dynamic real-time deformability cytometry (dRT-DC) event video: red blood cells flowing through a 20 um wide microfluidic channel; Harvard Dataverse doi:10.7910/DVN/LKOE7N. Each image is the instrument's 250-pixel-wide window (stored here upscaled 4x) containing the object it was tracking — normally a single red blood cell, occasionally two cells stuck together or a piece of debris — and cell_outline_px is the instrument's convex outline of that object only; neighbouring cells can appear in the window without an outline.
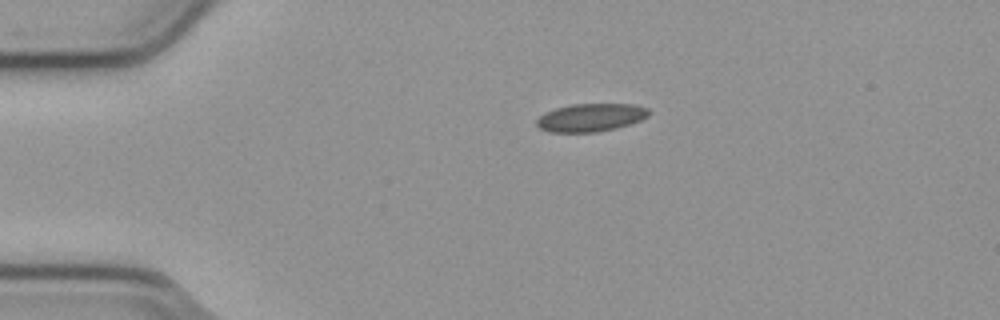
{"species": "common noctule bat (a hibernating species)", "species_latin": "Nyctalus noctula", "temperature_condition": "cold", "stored_images_in_passage": 37, "camera_frame_rate_fps": 3000, "um_per_image_px": 0.085, "animal": {"sex": "male", "body_mass_g": 23.1, "forearm_length_mm": 52.7}, "frame": {"image": 1, "passage_image": 1, "time_ms": 0.0, "image_size_px": [1000, 320], "cell_outline_px": [[648, 116], [640, 120], [616, 128], [596, 132], [548, 132], [540, 128], [536, 124], [536, 120], [544, 112], [556, 108], [572, 104], [632, 104], [648, 108]], "centroid_in_image_um": [50.18, 9.99], "position_along_channel_um": 34.8, "area_um2": 18.21}}
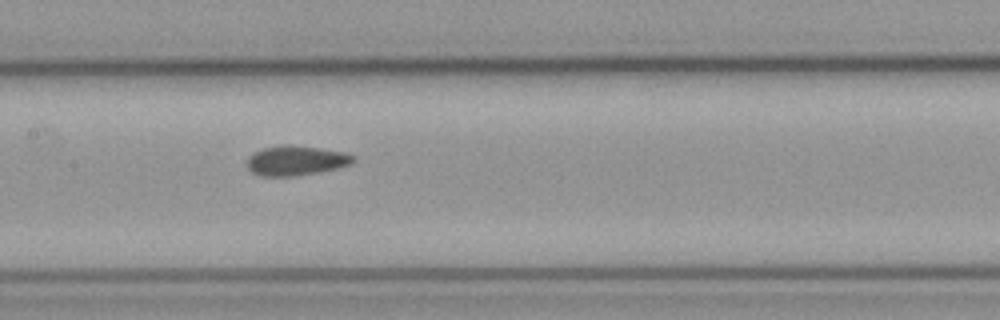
{"frame": {"image": 2, "passage_image": 16, "time_ms": 5.0, "image_size_px": [1000, 320], "cell_outline_px": [[356, 160], [352, 164], [320, 172], [296, 176], [260, 176], [252, 172], [248, 168], [248, 156], [264, 148], [284, 144], [288, 144], [320, 148], [348, 152], [356, 156]], "centroid_in_image_um": [25.22, 13.64], "position_along_channel_um": 182.2, "area_um2": 18.61}}
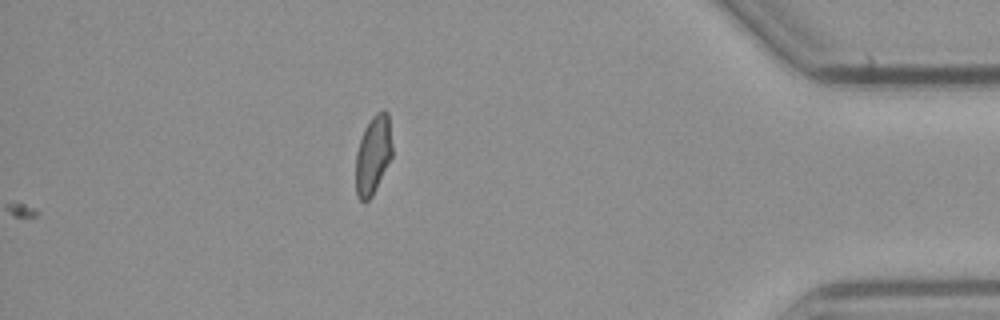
{"frame": {"image": 3, "passage_image": 37, "time_ms": 12.0, "image_size_px": [1000, 320], "cell_outline_px": [[392, 156], [372, 196], [364, 204], [356, 196], [356, 152], [364, 128], [372, 116], [376, 112], [384, 108], [388, 112], [392, 144]], "centroid_in_image_um": [31.71, 13.15], "position_along_channel_um": 403.5, "area_um2": 16.88}, "authors_computed_cell_mechanics": {"area_um2": 17.918, "velocity_mm_per_s": 3.7932, "shape_relaxation_time_tau1_ms": null, "shape_relaxation_time_tau2_ms": 2.4274, "deformation_change_tau1": null, "deformation_change_tau2": 0.0763}}